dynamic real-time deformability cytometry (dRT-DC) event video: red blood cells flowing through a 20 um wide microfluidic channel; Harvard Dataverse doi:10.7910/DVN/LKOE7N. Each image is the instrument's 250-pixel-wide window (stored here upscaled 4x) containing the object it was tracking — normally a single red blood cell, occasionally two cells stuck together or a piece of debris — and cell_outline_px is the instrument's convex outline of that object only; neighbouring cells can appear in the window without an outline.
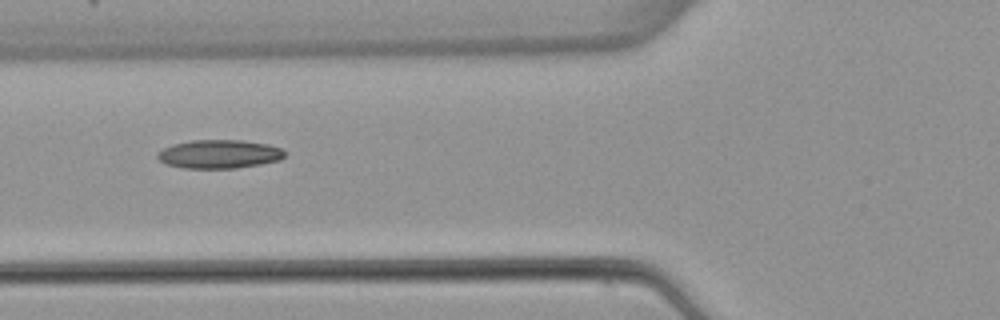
{"species": "common noctule bat (a hibernating species)", "species_latin": "Nyctalus noctula", "temperature_condition": "warm", "stored_images_in_passage": 8, "camera_frame_rate_fps": 3000, "um_per_image_px": 0.085, "animal": {"sex": "female", "body_mass_g": 22.7, "forearm_length_mm": 54.2}, "frame": {"image": 1, "passage_image": 6, "time_ms": 6.0, "image_size_px": [1000, 320], "cell_outline_px": [[284, 156], [280, 160], [260, 164], [236, 168], [184, 168], [164, 164], [156, 156], [156, 152], [172, 144], [192, 140], [240, 140], [268, 144], [284, 148]], "centroid_in_image_um": [18.62, 13.09], "position_along_channel_um": 107.2, "area_um2": 21.33}}
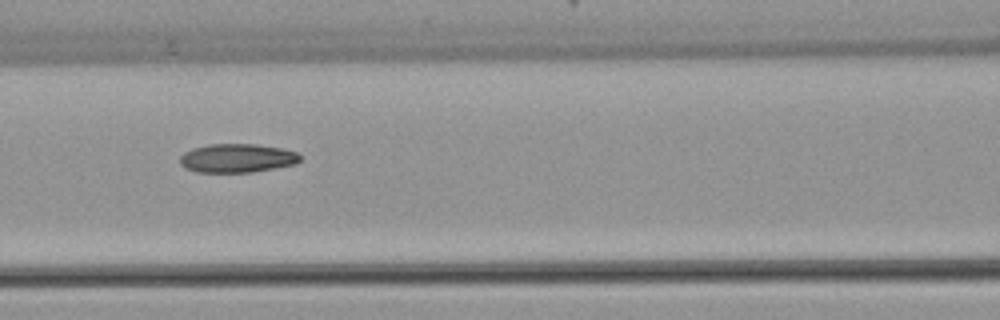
{"frame": {"image": 2, "passage_image": 7, "time_ms": 7.0, "image_size_px": [1000, 320], "cell_outline_px": [[300, 160], [296, 164], [252, 172], [196, 172], [184, 168], [180, 164], [180, 156], [184, 152], [192, 148], [208, 144], [256, 144], [284, 148], [296, 152], [300, 156]], "centroid_in_image_um": [20.14, 13.44], "position_along_channel_um": 146.5, "area_um2": 20.29}}
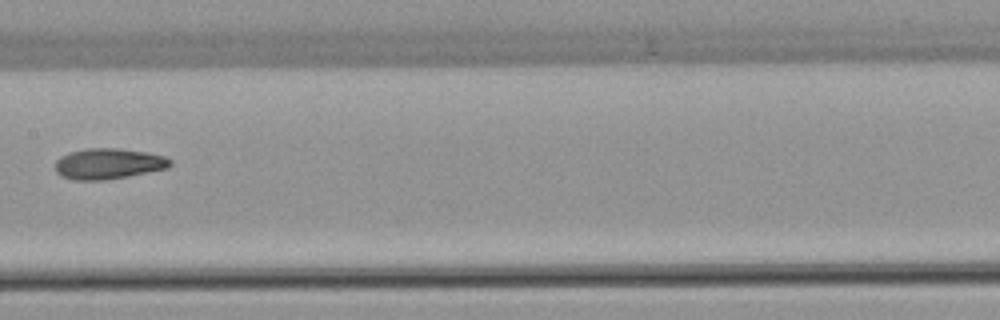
{"frame": {"image": 3, "passage_image": 8, "time_ms": 8.333, "image_size_px": [1000, 320], "cell_outline_px": [[172, 164], [168, 168], [128, 176], [104, 180], [72, 180], [60, 176], [56, 172], [56, 160], [60, 156], [68, 152], [84, 148], [120, 148], [144, 152], [164, 156], [172, 160]], "centroid_in_image_um": [9.18, 13.91], "position_along_channel_um": 198.2, "area_um2": 20.75}}